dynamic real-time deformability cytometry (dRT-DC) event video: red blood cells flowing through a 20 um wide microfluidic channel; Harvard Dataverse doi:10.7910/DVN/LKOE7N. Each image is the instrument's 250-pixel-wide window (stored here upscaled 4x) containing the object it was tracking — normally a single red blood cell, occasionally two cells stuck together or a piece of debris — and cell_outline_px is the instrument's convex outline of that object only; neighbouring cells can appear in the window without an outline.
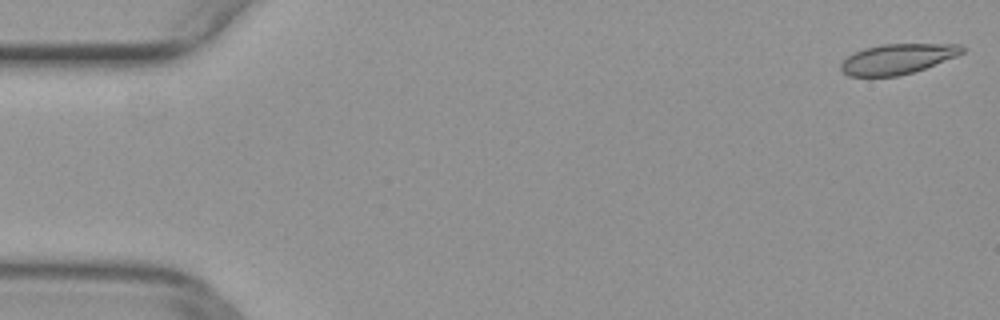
{"species": "common noctule bat (a hibernating species)", "species_latin": "Nyctalus noctula", "temperature_condition": "warm", "stored_images_in_passage": 10, "camera_frame_rate_fps": 3000, "um_per_image_px": 0.085, "animal": {"sex": "female", "body_mass_g": 29.2, "forearm_length_mm": 56.3}, "frame": {"image": 1, "passage_image": 1, "time_ms": 0.0, "image_size_px": [1000, 320], "cell_outline_px": [[964, 52], [956, 56], [924, 68], [912, 72], [896, 76], [848, 76], [840, 68], [840, 64], [852, 52], [864, 48], [884, 44], [960, 44], [964, 48]], "centroid_in_image_um": [76.26, 5.0], "position_along_channel_um": 8.7, "area_um2": 21.1}}